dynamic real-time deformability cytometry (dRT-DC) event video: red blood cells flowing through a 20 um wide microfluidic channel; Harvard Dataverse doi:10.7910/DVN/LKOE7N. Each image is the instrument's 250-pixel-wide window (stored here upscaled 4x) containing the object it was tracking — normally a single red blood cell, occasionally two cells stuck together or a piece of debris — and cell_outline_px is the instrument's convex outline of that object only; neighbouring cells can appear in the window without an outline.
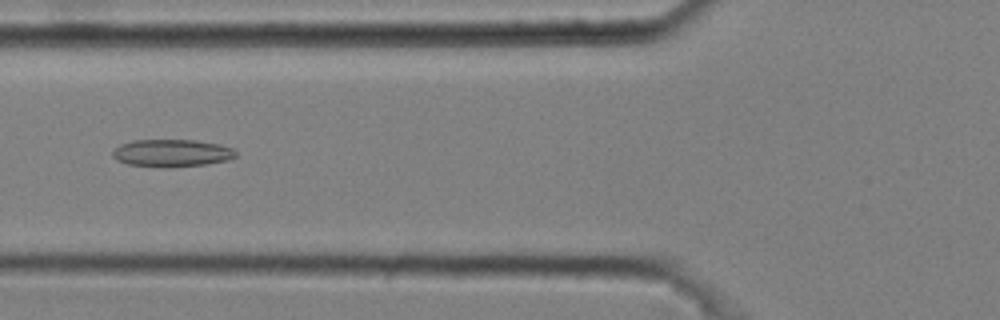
{"species": "common noctule bat (a hibernating species)", "species_latin": "Nyctalus noctula", "temperature_condition": "cold", "stored_images_in_passage": 7, "camera_frame_rate_fps": 3000, "um_per_image_px": 0.085, "animal": {"sex": "male", "body_mass_g": 20.4}, "frame": {"image": 1, "passage_image": 5, "time_ms": 1.333, "image_size_px": [1000, 320], "cell_outline_px": [[236, 156], [228, 160], [208, 164], [168, 168], [128, 164], [116, 160], [112, 156], [112, 152], [120, 144], [132, 140], [196, 140], [220, 144], [232, 148], [236, 152]], "centroid_in_image_um": [14.61, 13.01], "position_along_channel_um": 111.2, "area_um2": 19.88}}
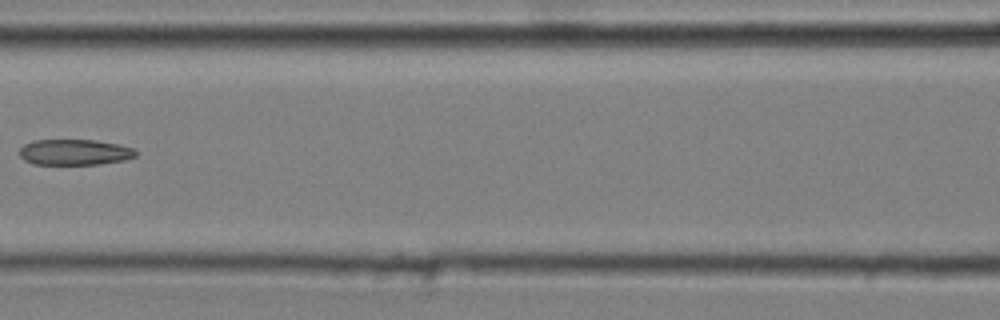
{"frame": {"image": 2, "passage_image": 6, "time_ms": 1.667, "image_size_px": [1000, 320], "cell_outline_px": [[136, 156], [124, 160], [100, 164], [32, 164], [24, 160], [20, 156], [20, 148], [24, 144], [32, 140], [96, 140], [120, 144], [132, 148], [136, 152]], "centroid_in_image_um": [6.33, 12.93], "position_along_channel_um": 160.3, "area_um2": 17.51}}
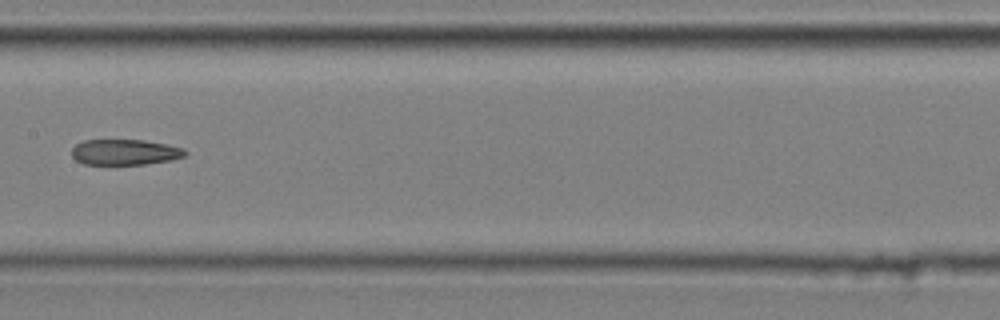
{"frame": {"image": 3, "passage_image": 7, "time_ms": 2.0, "image_size_px": [1000, 320], "cell_outline_px": [[188, 152], [184, 156], [172, 160], [144, 164], [84, 164], [76, 160], [72, 156], [72, 148], [76, 144], [84, 140], [144, 140], [168, 144], [184, 148]], "centroid_in_image_um": [10.64, 12.92], "position_along_channel_um": 196.8, "area_um2": 16.99}}